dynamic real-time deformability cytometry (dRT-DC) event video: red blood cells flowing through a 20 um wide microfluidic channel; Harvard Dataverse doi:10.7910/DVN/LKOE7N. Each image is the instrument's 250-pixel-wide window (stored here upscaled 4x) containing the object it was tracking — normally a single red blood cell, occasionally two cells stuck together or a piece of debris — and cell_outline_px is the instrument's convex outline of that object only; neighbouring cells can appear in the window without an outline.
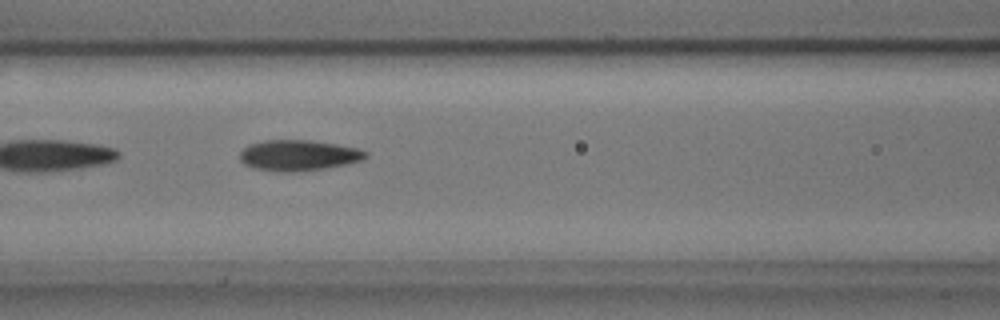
{"species": "common noctule bat (a hibernating species)", "species_latin": "Nyctalus noctula", "temperature_condition": "cold", "stored_images_in_passage": 9, "camera_frame_rate_fps": 3000, "um_per_image_px": 0.085, "animal": {"sex": "male", "body_mass_g": 17.9, "forearm_length_mm": 54.2}, "frame": {"image": 1, "passage_image": 7, "time_ms": 2.0, "image_size_px": [1000, 320], "cell_outline_px": [[368, 156], [364, 160], [348, 164], [324, 168], [292, 172], [280, 172], [252, 168], [244, 164], [240, 160], [240, 152], [248, 144], [264, 140], [308, 140], [336, 144], [356, 148], [368, 152]], "centroid_in_image_um": [25.36, 13.21], "position_along_channel_um": 141.2, "area_um2": 22.66}}
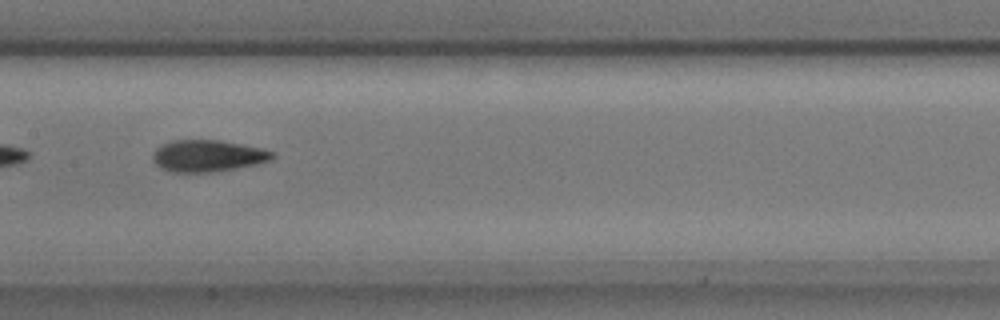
{"frame": {"image": 2, "passage_image": 8, "time_ms": 2.333, "image_size_px": [1000, 320], "cell_outline_px": [[276, 156], [272, 160], [256, 164], [212, 172], [172, 172], [160, 168], [152, 160], [152, 156], [156, 148], [160, 144], [172, 140], [220, 140], [264, 148], [276, 152]], "centroid_in_image_um": [17.67, 13.24], "position_along_channel_um": 189.7, "area_um2": 22.37}}
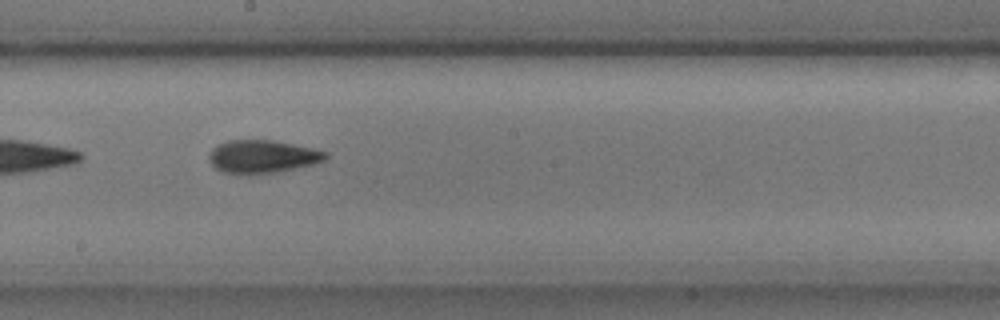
{"frame": {"image": 3, "passage_image": 9, "time_ms": 2.667, "image_size_px": [1000, 320], "cell_outline_px": [[328, 156], [324, 160], [312, 164], [276, 172], [248, 176], [220, 172], [212, 164], [208, 156], [212, 148], [228, 140], [272, 140], [292, 144], [328, 152]], "centroid_in_image_um": [22.25, 13.33], "position_along_channel_um": 225.9, "area_um2": 22.48}}